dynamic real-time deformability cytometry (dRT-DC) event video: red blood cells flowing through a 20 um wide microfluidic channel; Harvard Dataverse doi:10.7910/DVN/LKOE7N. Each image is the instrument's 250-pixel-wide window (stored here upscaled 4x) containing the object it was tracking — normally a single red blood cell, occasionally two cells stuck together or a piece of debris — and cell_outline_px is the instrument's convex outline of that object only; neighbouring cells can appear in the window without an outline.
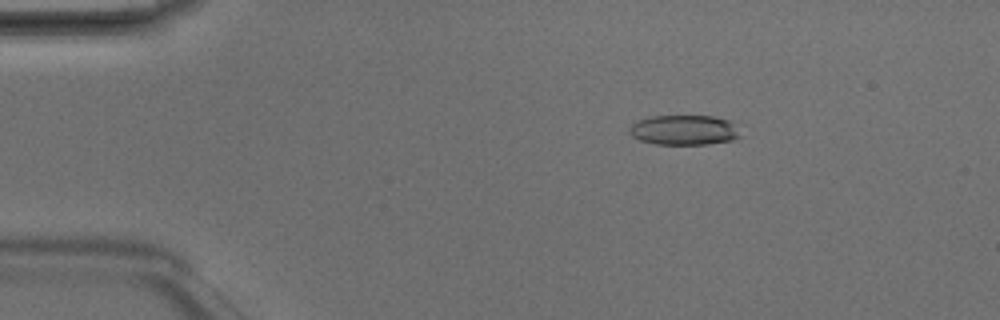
{"species": "Egyptian fruit bat (a non-hibernating species)", "species_latin": "Rousettus aegyptiacus", "temperature_condition": "room temperature", "stored_images_in_passage": 5, "camera_frame_rate_fps": 3000, "um_per_image_px": 0.085, "animal": {"sex": "male"}, "frame": {"image": 1, "passage_image": 2, "time_ms": 0.333, "image_size_px": [1000, 320], "cell_outline_px": [[740, 136], [732, 140], [708, 144], [656, 144], [640, 140], [632, 136], [628, 132], [628, 128], [636, 120], [648, 116], [712, 116], [728, 120], [732, 124]], "centroid_in_image_um": [58.06, 11.05], "position_along_channel_um": 26.9, "area_um2": 19.25}}
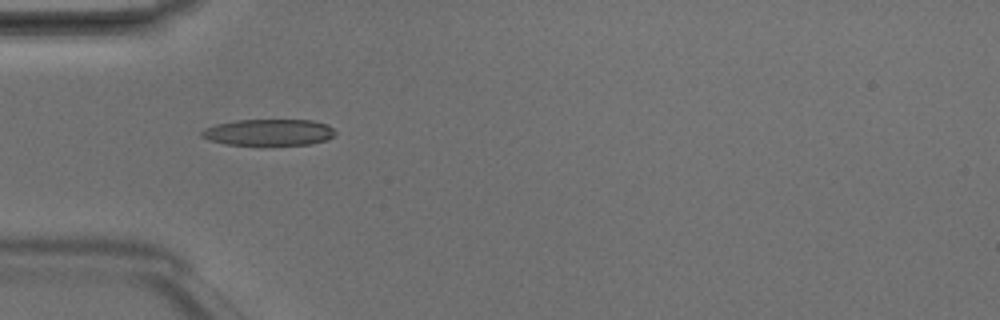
{"frame": {"image": 2, "passage_image": 4, "time_ms": 1.0, "image_size_px": [1000, 320], "cell_outline_px": [[336, 132], [328, 140], [308, 144], [264, 148], [224, 144], [208, 140], [200, 136], [200, 132], [204, 128], [216, 124], [236, 120], [312, 120], [328, 124]], "centroid_in_image_um": [22.81, 11.3], "position_along_channel_um": 62.2, "area_um2": 21.68}}